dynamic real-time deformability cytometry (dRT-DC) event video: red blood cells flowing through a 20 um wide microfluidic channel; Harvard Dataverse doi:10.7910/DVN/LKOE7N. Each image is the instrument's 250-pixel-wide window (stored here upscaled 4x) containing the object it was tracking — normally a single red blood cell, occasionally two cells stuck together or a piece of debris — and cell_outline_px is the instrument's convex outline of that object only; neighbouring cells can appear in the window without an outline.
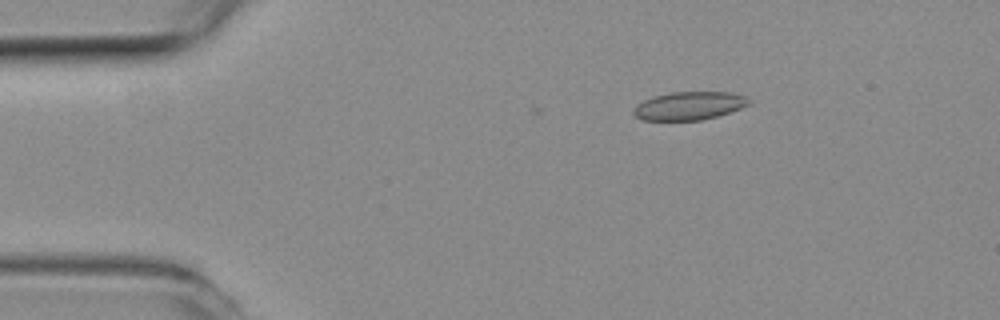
{"species": "common noctule bat (a hibernating species)", "species_latin": "Nyctalus noctula", "temperature_condition": "room temperature", "stored_images_in_passage": 4, "camera_frame_rate_fps": 3000, "um_per_image_px": 0.085, "animal": {"sex": "female", "body_mass_g": 19.3, "forearm_length_mm": 54.1}, "frame": {"image": 1, "passage_image": 1, "time_ms": 0.0, "image_size_px": [1000, 320], "cell_outline_px": [[752, 104], [716, 116], [700, 120], [644, 120], [636, 116], [632, 112], [632, 108], [636, 104], [644, 100], [656, 96], [672, 92], [732, 92], [744, 96], [752, 100]], "centroid_in_image_um": [58.59, 8.98], "position_along_channel_um": 26.4, "area_um2": 18.9}}